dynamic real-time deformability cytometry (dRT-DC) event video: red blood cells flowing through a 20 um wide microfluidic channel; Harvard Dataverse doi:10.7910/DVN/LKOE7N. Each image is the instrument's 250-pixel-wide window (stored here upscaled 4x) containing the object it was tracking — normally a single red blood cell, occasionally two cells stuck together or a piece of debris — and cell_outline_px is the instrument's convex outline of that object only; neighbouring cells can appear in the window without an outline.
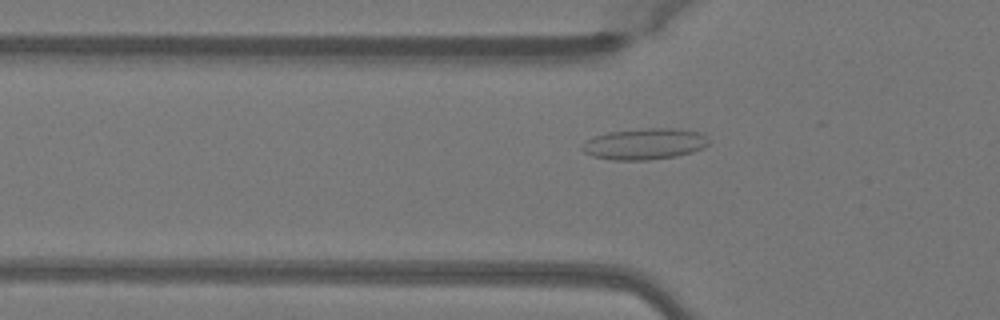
{"species": "Egyptian fruit bat (a non-hibernating species)", "species_latin": "Rousettus aegyptiacus", "temperature_condition": "warm", "stored_images_in_passage": 28, "camera_frame_rate_fps": 3000, "um_per_image_px": 0.085, "animal": {"sex": "female"}, "frame": {"image": 1, "passage_image": 17, "time_ms": 5.333, "image_size_px": [1000, 320], "cell_outline_px": [[708, 144], [704, 148], [692, 152], [676, 156], [648, 160], [612, 160], [592, 156], [584, 152], [580, 148], [588, 140], [596, 136], [608, 132], [648, 128], [672, 128], [700, 132], [708, 136]], "centroid_in_image_um": [54.82, 12.24], "position_along_channel_um": 71.0, "area_um2": 22.95}}
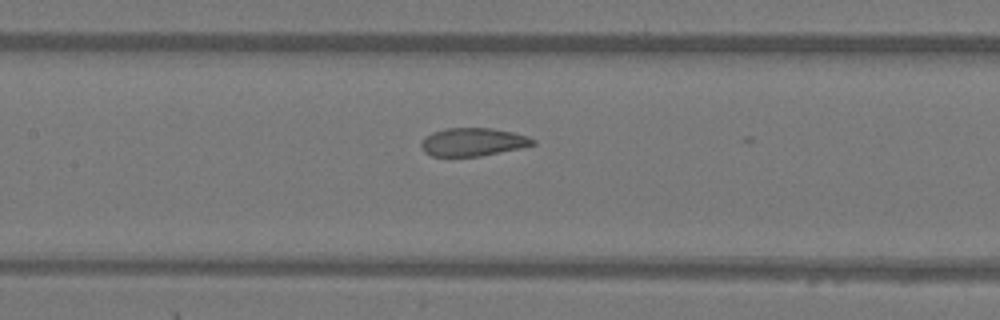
{"frame": {"image": 2, "passage_image": 24, "time_ms": 7.667, "image_size_px": [1000, 320], "cell_outline_px": [[536, 144], [520, 148], [480, 156], [432, 156], [424, 152], [420, 144], [432, 132], [448, 128], [492, 128], [512, 132], [528, 136], [536, 140]], "centroid_in_image_um": [40.23, 12.07], "position_along_channel_um": 167.2, "area_um2": 18.15}}
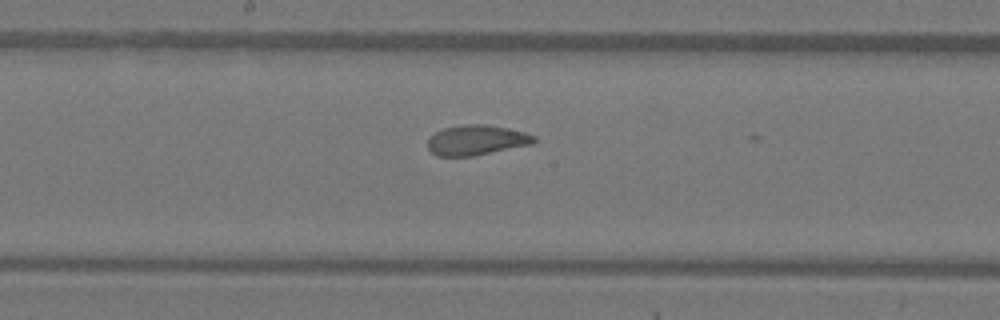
{"frame": {"image": 3, "passage_image": 27, "time_ms": 8.667, "image_size_px": [1000, 320], "cell_outline_px": [[536, 140], [532, 144], [472, 156], [436, 156], [428, 148], [428, 136], [444, 128], [464, 124], [484, 124], [508, 128], [524, 132], [536, 136]], "centroid_in_image_um": [40.48, 11.9], "position_along_channel_um": 207.7, "area_um2": 18.61}}